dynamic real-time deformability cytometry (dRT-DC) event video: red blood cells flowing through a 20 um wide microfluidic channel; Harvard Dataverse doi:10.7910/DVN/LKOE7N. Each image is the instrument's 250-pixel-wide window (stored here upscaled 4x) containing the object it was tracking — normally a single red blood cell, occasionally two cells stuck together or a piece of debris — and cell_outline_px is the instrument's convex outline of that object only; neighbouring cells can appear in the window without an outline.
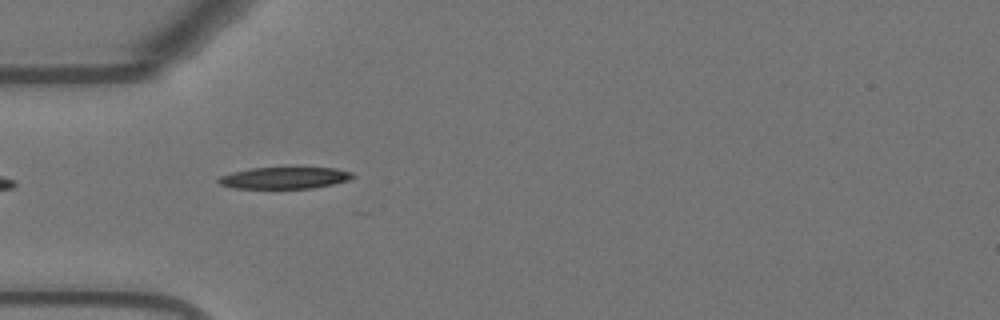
{"species": "Egyptian fruit bat (a non-hibernating species)", "species_latin": "Rousettus aegyptiacus", "temperature_condition": "warm", "stored_images_in_passage": 4, "camera_frame_rate_fps": 3000, "um_per_image_px": 0.085, "animal": {"sex": "female"}, "frame": {"image": 1, "passage_image": 1, "time_ms": 0.0, "image_size_px": [1000, 320], "cell_outline_px": [[356, 176], [348, 180], [332, 184], [312, 188], [232, 188], [220, 184], [216, 180], [220, 176], [232, 172], [252, 168], [296, 164], [300, 164], [336, 168], [352, 172]], "centroid_in_image_um": [24.24, 15.05], "position_along_channel_um": 60.8, "area_um2": 18.09}}
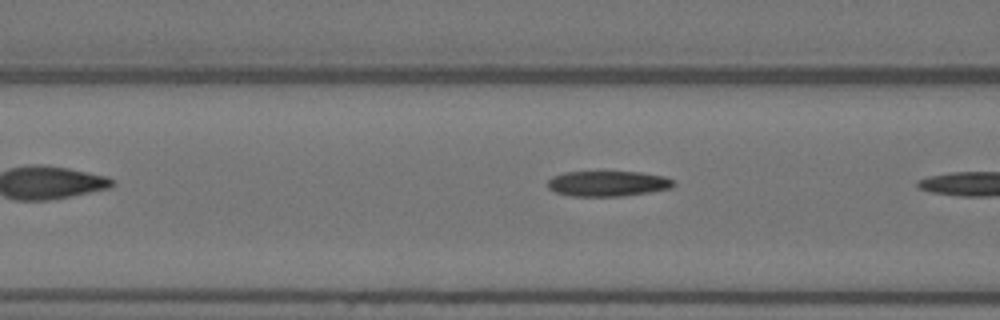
{"frame": {"image": 2, "passage_image": 3, "time_ms": 0.667, "image_size_px": [1000, 320], "cell_outline_px": [[676, 184], [672, 188], [648, 192], [620, 196], [572, 196], [556, 192], [548, 188], [548, 180], [552, 176], [564, 172], [640, 172], [664, 176], [672, 180]], "centroid_in_image_um": [51.65, 15.6], "position_along_channel_um": 114.9, "area_um2": 18.55}}